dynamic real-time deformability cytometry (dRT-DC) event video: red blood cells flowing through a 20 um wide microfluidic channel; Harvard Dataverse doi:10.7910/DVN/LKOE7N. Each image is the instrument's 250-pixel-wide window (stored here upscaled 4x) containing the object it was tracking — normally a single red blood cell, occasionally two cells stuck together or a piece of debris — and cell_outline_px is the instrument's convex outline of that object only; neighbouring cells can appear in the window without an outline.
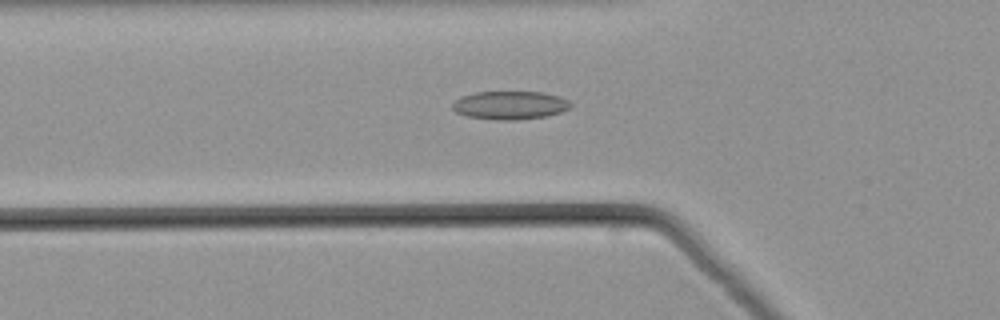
{"species": "common noctule bat (a hibernating species)", "species_latin": "Nyctalus noctula", "temperature_condition": "warm", "stored_images_in_passage": 20, "camera_frame_rate_fps": 3000, "um_per_image_px": 0.085, "animal": {"sex": "male", "body_mass_g": 21.5, "forearm_length_mm": 52.0}, "frame": {"image": 1, "passage_image": 3, "time_ms": 0.667, "image_size_px": [1000, 320], "cell_outline_px": [[572, 108], [548, 116], [516, 120], [496, 120], [468, 116], [456, 112], [452, 108], [452, 104], [460, 96], [476, 92], [544, 92], [560, 96], [568, 100], [572, 104]], "centroid_in_image_um": [43.38, 8.94], "position_along_channel_um": 82.4, "area_um2": 19.65}}
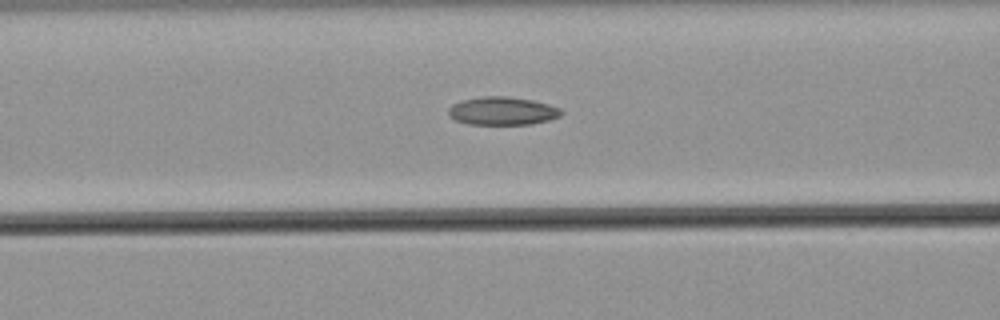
{"frame": {"image": 2, "passage_image": 6, "time_ms": 1.667, "image_size_px": [1000, 320], "cell_outline_px": [[564, 112], [560, 116], [548, 120], [532, 124], [468, 124], [456, 120], [448, 116], [448, 108], [452, 104], [460, 100], [480, 96], [508, 96], [532, 100], [548, 104], [560, 108]], "centroid_in_image_um": [42.68, 9.42], "position_along_channel_um": 123.9, "area_um2": 18.67}}
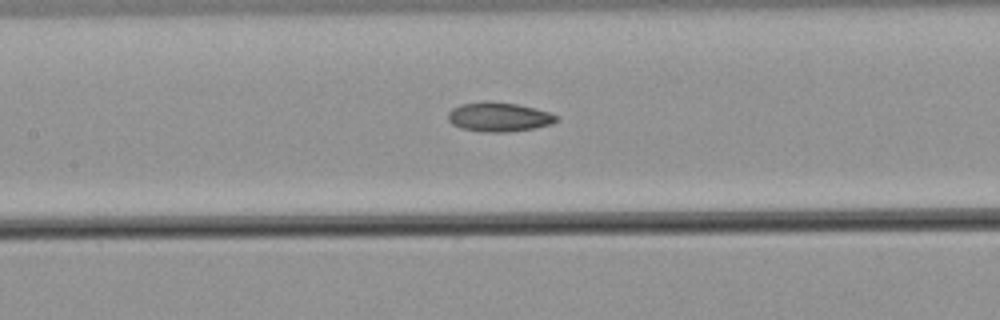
{"frame": {"image": 3, "passage_image": 9, "time_ms": 2.667, "image_size_px": [1000, 320], "cell_outline_px": [[560, 120], [552, 124], [536, 128], [508, 132], [484, 132], [460, 128], [452, 124], [448, 120], [448, 112], [452, 108], [460, 104], [516, 104], [548, 112], [560, 116]], "centroid_in_image_um": [42.45, 10.0], "position_along_channel_um": 165.0, "area_um2": 17.92}}